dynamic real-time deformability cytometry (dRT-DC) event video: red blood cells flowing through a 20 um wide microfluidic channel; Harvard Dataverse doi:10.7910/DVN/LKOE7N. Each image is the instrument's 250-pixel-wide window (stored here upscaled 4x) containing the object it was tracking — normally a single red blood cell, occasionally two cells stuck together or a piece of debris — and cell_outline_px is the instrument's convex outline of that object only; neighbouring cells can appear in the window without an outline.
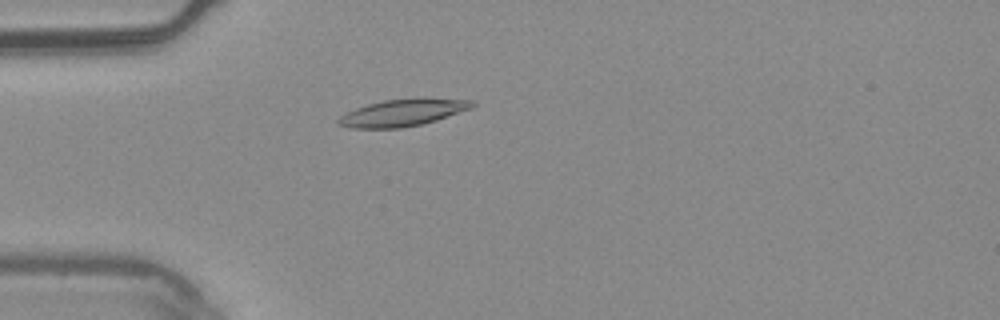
{"species": "common noctule bat (a hibernating species)", "species_latin": "Nyctalus noctula", "temperature_condition": "warm", "stored_images_in_passage": 4, "camera_frame_rate_fps": 3000, "um_per_image_px": 0.085, "animal": {"sex": "male", "body_mass_g": 20.4}, "frame": {"image": 1, "passage_image": 4, "time_ms": 1.0, "image_size_px": [1000, 320], "cell_outline_px": [[476, 104], [472, 108], [436, 120], [420, 124], [400, 128], [348, 128], [336, 124], [336, 120], [340, 116], [356, 108], [368, 104], [384, 100], [420, 96], [476, 100]], "centroid_in_image_um": [34.28, 9.54], "position_along_channel_um": 50.7, "area_um2": 21.56}}